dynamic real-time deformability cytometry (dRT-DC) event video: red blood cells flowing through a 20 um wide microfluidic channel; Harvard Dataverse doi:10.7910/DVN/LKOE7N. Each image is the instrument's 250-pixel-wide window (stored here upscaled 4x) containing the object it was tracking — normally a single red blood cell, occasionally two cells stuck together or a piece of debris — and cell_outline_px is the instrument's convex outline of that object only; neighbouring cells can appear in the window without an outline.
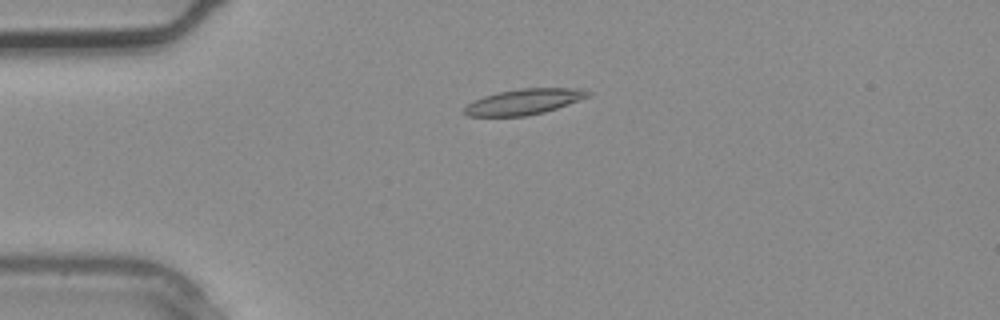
{"species": "common noctule bat (a hibernating species)", "species_latin": "Nyctalus noctula", "temperature_condition": "warm", "stored_images_in_passage": 3, "camera_frame_rate_fps": 3000, "um_per_image_px": 0.085, "animal": {"sex": "male", "body_mass_g": 20.4}, "frame": {"image": 1, "passage_image": 2, "time_ms": 0.333, "image_size_px": [1000, 320], "cell_outline_px": [[592, 96], [544, 112], [524, 116], [468, 116], [464, 112], [464, 108], [468, 104], [484, 96], [500, 92], [520, 88], [584, 88], [592, 92]], "centroid_in_image_um": [44.61, 8.63], "position_along_channel_um": 40.4, "area_um2": 18.38}}
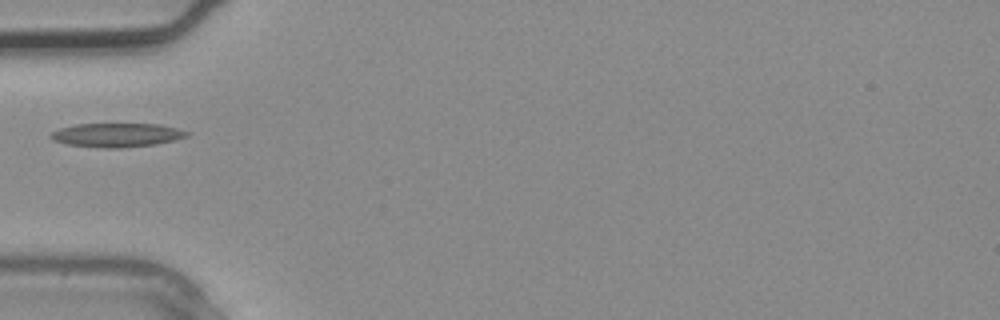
{"frame": {"image": 2, "passage_image": 3, "time_ms": 0.667, "image_size_px": [1000, 320], "cell_outline_px": [[192, 132], [188, 136], [156, 144], [120, 148], [104, 148], [64, 144], [52, 140], [48, 136], [52, 132], [60, 128], [76, 124], [156, 124], [176, 128]], "centroid_in_image_um": [9.89, 11.48], "position_along_channel_um": 75.1, "area_um2": 18.96}}